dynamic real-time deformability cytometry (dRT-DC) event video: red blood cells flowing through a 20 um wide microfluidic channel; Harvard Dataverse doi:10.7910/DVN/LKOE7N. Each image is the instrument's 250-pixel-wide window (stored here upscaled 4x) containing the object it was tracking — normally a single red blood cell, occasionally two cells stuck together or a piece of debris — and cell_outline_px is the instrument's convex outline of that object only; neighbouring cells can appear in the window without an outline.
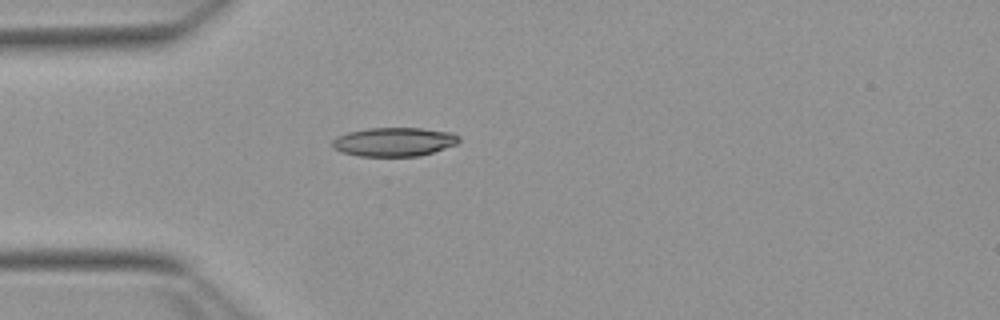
{"species": "Egyptian fruit bat (a non-hibernating species)", "species_latin": "Rousettus aegyptiacus", "temperature_condition": "warm", "stored_images_in_passage": 39, "camera_frame_rate_fps": 3000, "um_per_image_px": 0.085, "animal": {"sex": "female"}, "frame": {"image": 1, "passage_image": 1, "time_ms": 0.0, "image_size_px": [1000, 320], "cell_outline_px": [[460, 140], [456, 144], [420, 156], [360, 156], [340, 152], [332, 148], [332, 140], [336, 136], [348, 132], [368, 128], [420, 128], [452, 132], [460, 136]], "centroid_in_image_um": [33.47, 12.05], "position_along_channel_um": 51.5, "area_um2": 21.39}}
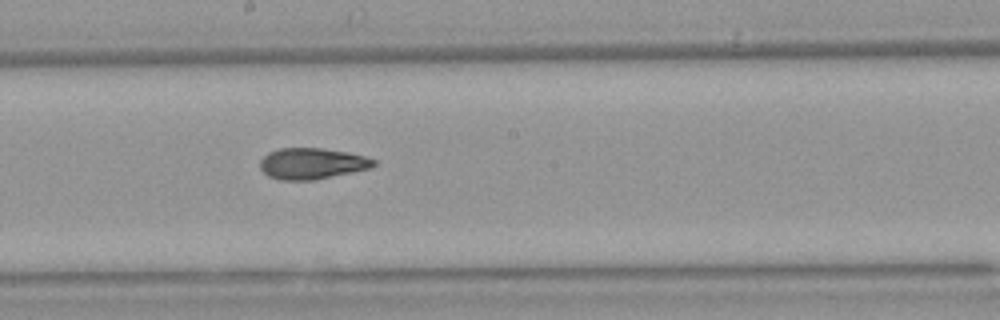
{"frame": {"image": 2, "passage_image": 15, "time_ms": 4.667, "image_size_px": [1000, 320], "cell_outline_px": [[376, 164], [372, 168], [316, 180], [280, 180], [268, 176], [260, 168], [260, 160], [268, 152], [280, 148], [320, 148], [348, 152], [364, 156], [376, 160]], "centroid_in_image_um": [26.53, 13.91], "position_along_channel_um": 221.7, "area_um2": 20.75}}
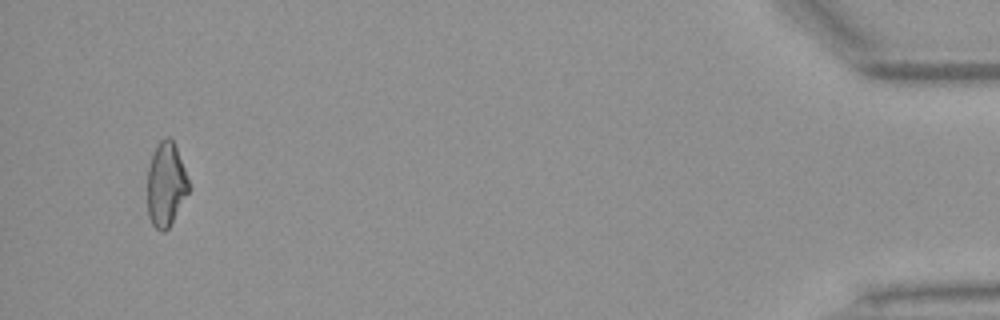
{"frame": {"image": 3, "passage_image": 37, "time_ms": 12.0, "image_size_px": [1000, 320], "cell_outline_px": [[192, 188], [168, 228], [164, 232], [160, 232], [152, 224], [148, 216], [148, 168], [152, 156], [160, 140], [164, 136], [168, 136], [172, 140], [176, 148]], "centroid_in_image_um": [14.12, 15.7], "position_along_channel_um": 421.1, "area_um2": 20.23}, "authors_computed_cell_mechanics": {"area_um2": 20.6346, "velocity_mm_per_s": 3.8409, "shape_relaxation_time_tau1_ms": null, "shape_relaxation_time_tau2_ms": 3.2597, "deformation_change_tau1": null, "deformation_change_tau2": 0.1027}}